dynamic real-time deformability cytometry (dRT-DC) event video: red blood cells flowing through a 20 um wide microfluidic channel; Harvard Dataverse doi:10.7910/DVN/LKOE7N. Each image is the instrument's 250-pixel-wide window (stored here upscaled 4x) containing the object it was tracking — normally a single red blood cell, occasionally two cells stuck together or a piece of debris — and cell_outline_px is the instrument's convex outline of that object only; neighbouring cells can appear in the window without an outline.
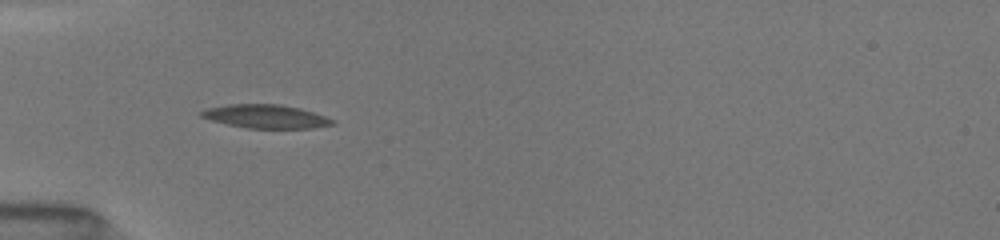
{"species": "common noctule bat (a hibernating species)", "species_latin": "Nyctalus noctula", "temperature_condition": "room temperature", "stored_images_in_passage": 24, "camera_frame_rate_fps": 3000, "um_per_image_px": 0.085, "animal": {"sex": "female", "body_mass_g": 19.5, "forearm_length_mm": 54.1}, "frame": {"image": 1, "passage_image": 11, "time_ms": 5.0, "image_size_px": [1000, 240], "cell_outline_px": [[332, 124], [312, 128], [248, 128], [228, 124], [212, 120], [200, 116], [200, 112], [208, 108], [228, 104], [280, 104], [300, 108], [324, 116], [332, 120]], "centroid_in_image_um": [22.55, 9.89], "position_along_channel_um": 62.4, "area_um2": 17.63}}
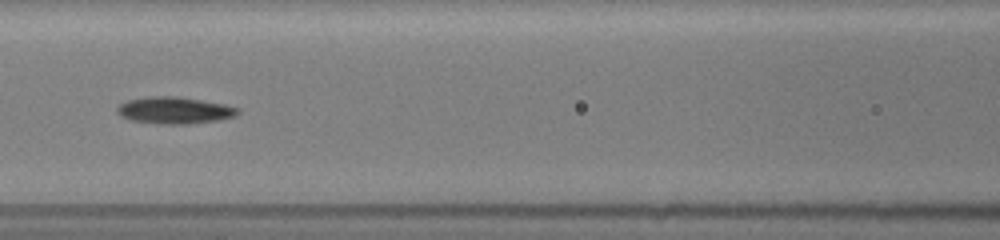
{"frame": {"image": 2, "passage_image": 19, "time_ms": 7.333, "image_size_px": [1000, 240], "cell_outline_px": [[240, 112], [236, 116], [216, 120], [188, 124], [168, 124], [132, 120], [120, 116], [116, 112], [116, 108], [120, 104], [128, 100], [148, 96], [176, 96], [224, 104], [240, 108]], "centroid_in_image_um": [14.84, 9.37], "position_along_channel_um": 151.8, "area_um2": 18.73}}
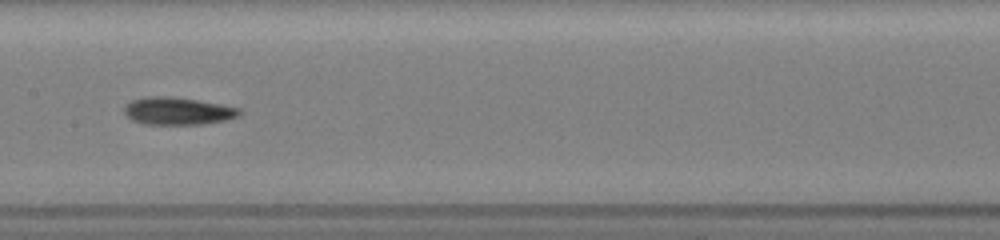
{"frame": {"image": 3, "passage_image": 23, "time_ms": 8.333, "image_size_px": [1000, 240], "cell_outline_px": [[240, 112], [236, 116], [224, 120], [200, 124], [144, 124], [132, 120], [124, 112], [124, 108], [132, 100], [144, 96], [172, 96], [196, 100], [240, 108]], "centroid_in_image_um": [15.05, 9.43], "position_along_channel_um": 192.4, "area_um2": 18.15}}